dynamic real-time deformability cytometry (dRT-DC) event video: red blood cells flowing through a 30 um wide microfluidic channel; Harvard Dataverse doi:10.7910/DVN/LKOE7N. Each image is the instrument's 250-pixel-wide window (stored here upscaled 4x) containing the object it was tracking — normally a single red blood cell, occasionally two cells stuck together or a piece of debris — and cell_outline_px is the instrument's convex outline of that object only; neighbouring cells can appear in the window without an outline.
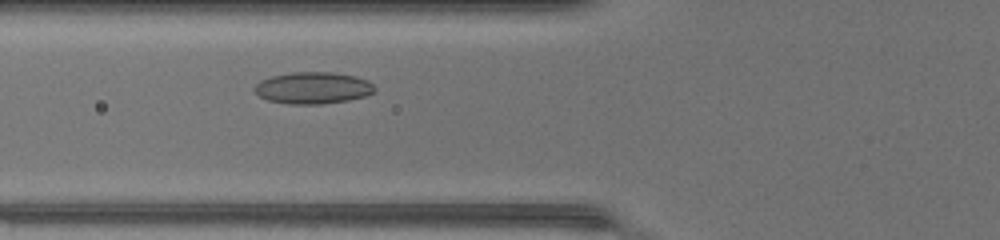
{"species": "common noctule bat (a hibernating species)", "species_latin": "Nyctalus noctula", "temperature_condition": "warm", "stored_images_in_passage": 33, "camera_frame_rate_fps": 3000, "um_per_image_px": 0.085, "animal": {"sex": "female", "body_mass_g": 17.0, "forearm_length_mm": 48.0}, "frame": {"image": 1, "passage_image": 7, "time_ms": 2.0, "image_size_px": [1000, 240], "cell_outline_px": [[376, 92], [364, 96], [348, 100], [320, 104], [288, 104], [268, 100], [260, 96], [252, 88], [260, 80], [272, 76], [292, 72], [332, 72], [356, 76], [368, 80], [376, 88]], "centroid_in_image_um": [26.61, 7.47], "position_along_channel_um": 99.2, "area_um2": 22.31}}
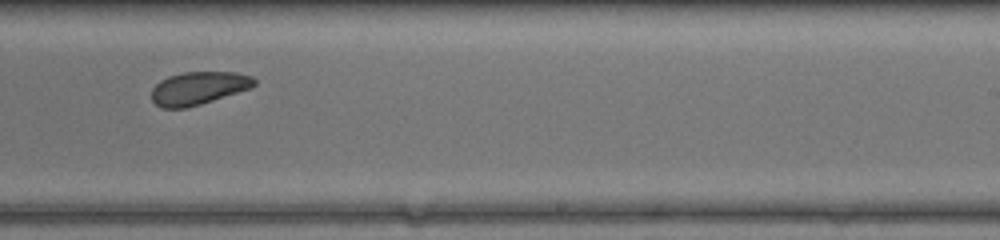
{"frame": {"image": 2, "passage_image": 19, "time_ms": 6.0, "image_size_px": [1000, 240], "cell_outline_px": [[256, 84], [252, 88], [200, 104], [184, 108], [160, 108], [152, 100], [152, 88], [160, 80], [168, 76], [184, 72], [236, 72], [252, 76], [256, 80]], "centroid_in_image_um": [16.88, 7.49], "position_along_channel_um": 272.1, "area_um2": 19.77}}
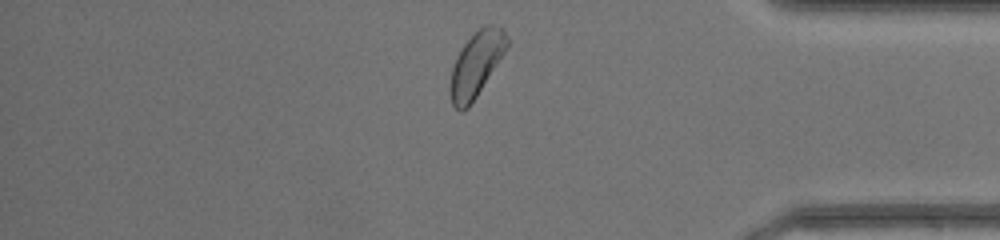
{"frame": {"image": 3, "passage_image": 29, "time_ms": 9.333, "image_size_px": [1000, 240], "cell_outline_px": [[508, 48], [468, 108], [460, 112], [452, 104], [448, 92], [448, 88], [452, 68], [456, 56], [464, 44], [484, 24], [492, 24], [500, 28], [504, 32], [508, 40]], "centroid_in_image_um": [40.45, 5.49], "position_along_channel_um": 394.8, "area_um2": 21.33}, "authors_computed_cell_mechanics": {"area_um2": 21.097, "velocity_mm_per_s": 4.326, "shape_relaxation_time_tau1_ms": 5.086, "shape_relaxation_time_tau2_ms": 4.2121, "deformation_change_tau1": 0.0725, "deformation_change_tau2": 0.1067}}